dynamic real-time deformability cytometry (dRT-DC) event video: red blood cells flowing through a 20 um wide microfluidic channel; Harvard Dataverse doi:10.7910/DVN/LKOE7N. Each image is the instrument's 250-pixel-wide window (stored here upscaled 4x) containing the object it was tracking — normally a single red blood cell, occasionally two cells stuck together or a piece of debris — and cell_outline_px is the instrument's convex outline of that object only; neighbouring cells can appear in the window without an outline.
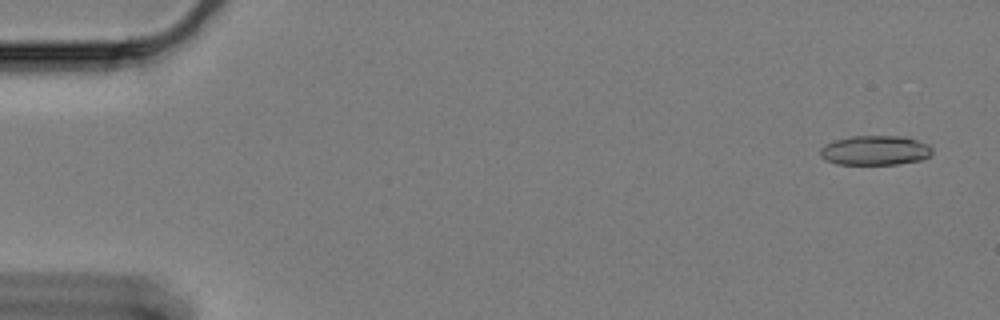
{"species": "Egyptian fruit bat (a non-hibernating species)", "species_latin": "Rousettus aegyptiacus", "temperature_condition": "cold", "stored_images_in_passage": 60, "camera_frame_rate_fps": 3000, "um_per_image_px": 0.085, "animal": {"sex": "female"}, "frame": {"image": 1, "passage_image": 3, "time_ms": 0.667, "image_size_px": [1000, 320], "cell_outline_px": [[932, 152], [928, 156], [920, 160], [896, 164], [836, 164], [820, 156], [820, 148], [824, 144], [836, 140], [852, 136], [904, 136], [928, 144], [932, 148]], "centroid_in_image_um": [74.37, 12.77], "position_along_channel_um": 10.6, "area_um2": 19.19}}
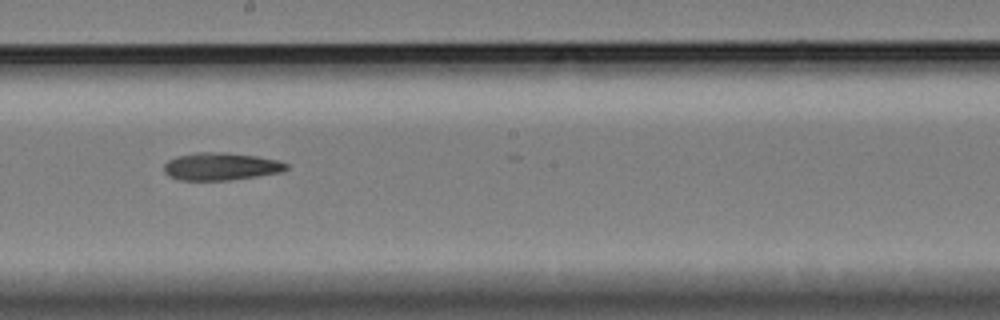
{"frame": {"image": 2, "passage_image": 34, "time_ms": 11.0, "image_size_px": [1000, 320], "cell_outline_px": [[288, 168], [280, 172], [256, 176], [228, 180], [180, 180], [168, 176], [164, 172], [164, 164], [168, 160], [176, 156], [196, 152], [224, 152], [256, 156], [280, 160], [288, 164]], "centroid_in_image_um": [18.75, 14.14], "position_along_channel_um": 229.4, "area_um2": 19.71}}
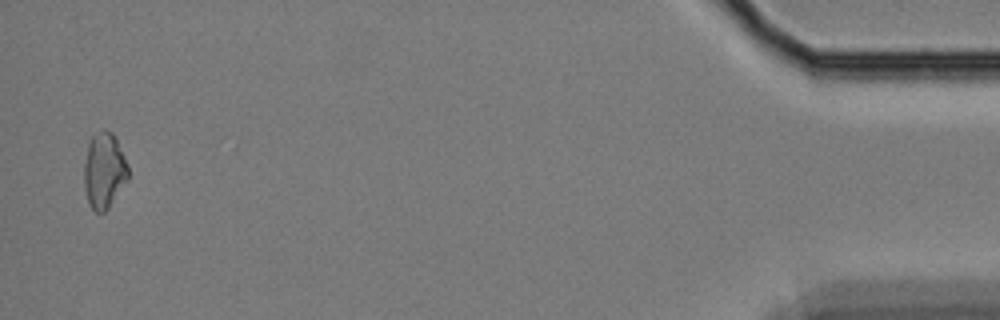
{"frame": {"image": 3, "passage_image": 59, "time_ms": 19.333, "image_size_px": [1000, 320], "cell_outline_px": [[128, 180], [108, 208], [104, 212], [96, 212], [88, 204], [84, 188], [84, 164], [88, 144], [92, 136], [100, 132], [112, 132], [128, 164]], "centroid_in_image_um": [8.84, 14.55], "position_along_channel_um": 426.4, "area_um2": 19.25}}